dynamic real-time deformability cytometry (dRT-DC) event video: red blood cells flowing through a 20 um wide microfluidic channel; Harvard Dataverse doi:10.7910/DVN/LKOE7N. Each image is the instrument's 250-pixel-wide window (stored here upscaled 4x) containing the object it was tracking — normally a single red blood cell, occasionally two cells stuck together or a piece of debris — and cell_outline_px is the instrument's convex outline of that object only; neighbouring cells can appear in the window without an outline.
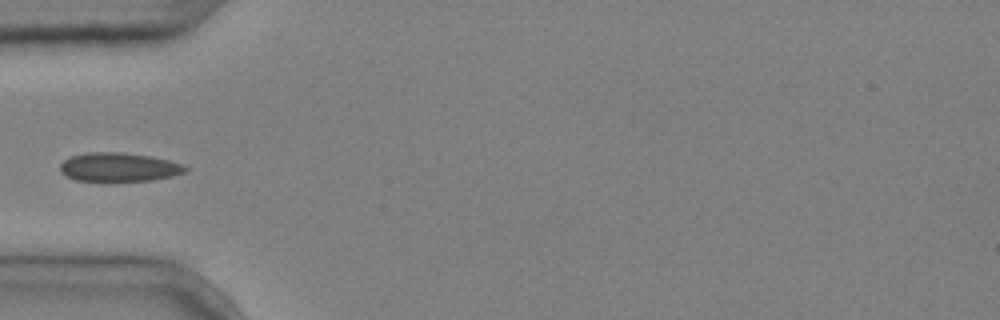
{"species": "common noctule bat (a hibernating species)", "species_latin": "Nyctalus noctula", "temperature_condition": "cold", "stored_images_in_passage": 6, "camera_frame_rate_fps": 3000, "um_per_image_px": 0.085, "animal": {"sex": "male", "body_mass_g": 20.4}, "frame": {"image": 1, "passage_image": 6, "time_ms": 1.667, "image_size_px": [1000, 320], "cell_outline_px": [[188, 168], [184, 172], [172, 176], [152, 180], [108, 184], [76, 180], [60, 172], [60, 164], [64, 160], [72, 156], [88, 152], [120, 152], [152, 156], [184, 164]], "centroid_in_image_um": [10.09, 14.25], "position_along_channel_um": 74.9, "area_um2": 21.85}}